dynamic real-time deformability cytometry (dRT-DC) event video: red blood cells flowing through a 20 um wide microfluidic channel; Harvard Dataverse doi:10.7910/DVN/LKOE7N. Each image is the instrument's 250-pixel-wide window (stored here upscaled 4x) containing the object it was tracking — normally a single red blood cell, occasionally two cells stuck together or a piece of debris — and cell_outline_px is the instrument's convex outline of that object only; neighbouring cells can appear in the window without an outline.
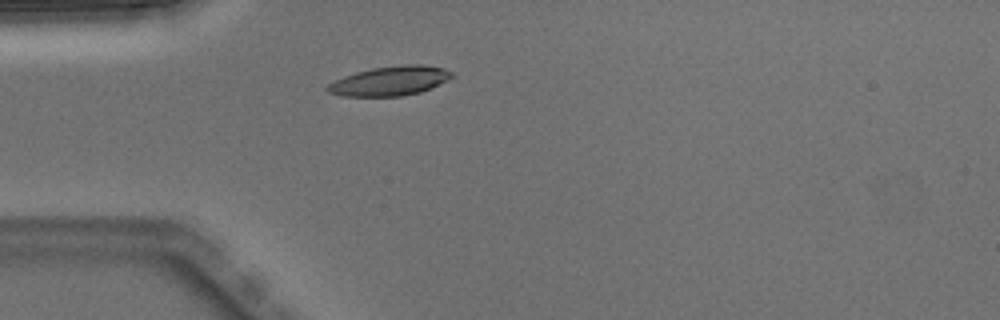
{"species": "Egyptian fruit bat (a non-hibernating species)", "species_latin": "Rousettus aegyptiacus", "temperature_condition": "warm", "stored_images_in_passage": 3, "camera_frame_rate_fps": 3000, "um_per_image_px": 0.085, "animal": {"sex": "male"}, "frame": {"image": 1, "passage_image": 3, "time_ms": 0.667, "image_size_px": [1000, 320], "cell_outline_px": [[452, 76], [432, 88], [420, 92], [400, 96], [344, 96], [328, 92], [324, 88], [328, 84], [344, 76], [356, 72], [372, 68], [408, 64], [420, 64], [444, 68], [452, 72]], "centroid_in_image_um": [33.12, 6.88], "position_along_channel_um": 51.9, "area_um2": 21.1}}